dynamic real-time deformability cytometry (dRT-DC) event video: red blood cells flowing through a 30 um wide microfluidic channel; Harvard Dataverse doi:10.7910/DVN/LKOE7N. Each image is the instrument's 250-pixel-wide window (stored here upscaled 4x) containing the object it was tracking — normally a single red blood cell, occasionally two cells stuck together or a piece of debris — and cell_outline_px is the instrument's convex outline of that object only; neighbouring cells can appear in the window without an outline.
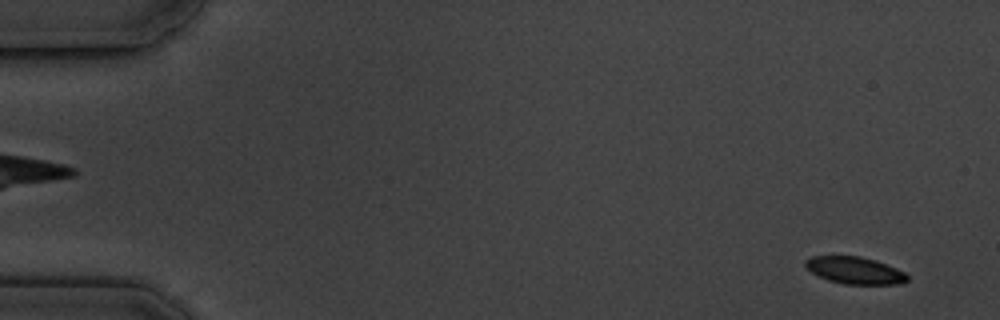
{"species": "common noctule bat (a hibernating species)", "species_latin": "Nyctalus noctula", "temperature_condition": "cold", "stored_images_in_passage": 4, "camera_frame_rate_fps": 3000, "um_per_image_px": 0.085, "animal": {"sex": "male", "body_mass_g": 19.5, "forearm_length_mm": 54.6}, "frame": {"image": 1, "passage_image": 4, "time_ms": 3.667, "image_size_px": [1000, 320], "cell_outline_px": [[908, 280], [900, 284], [844, 284], [828, 280], [812, 272], [804, 264], [804, 260], [812, 256], [860, 256], [876, 260], [896, 268], [904, 272], [908, 276]], "centroid_in_image_um": [72.67, 22.98], "position_along_channel_um": 12.3, "area_um2": 16.01}}